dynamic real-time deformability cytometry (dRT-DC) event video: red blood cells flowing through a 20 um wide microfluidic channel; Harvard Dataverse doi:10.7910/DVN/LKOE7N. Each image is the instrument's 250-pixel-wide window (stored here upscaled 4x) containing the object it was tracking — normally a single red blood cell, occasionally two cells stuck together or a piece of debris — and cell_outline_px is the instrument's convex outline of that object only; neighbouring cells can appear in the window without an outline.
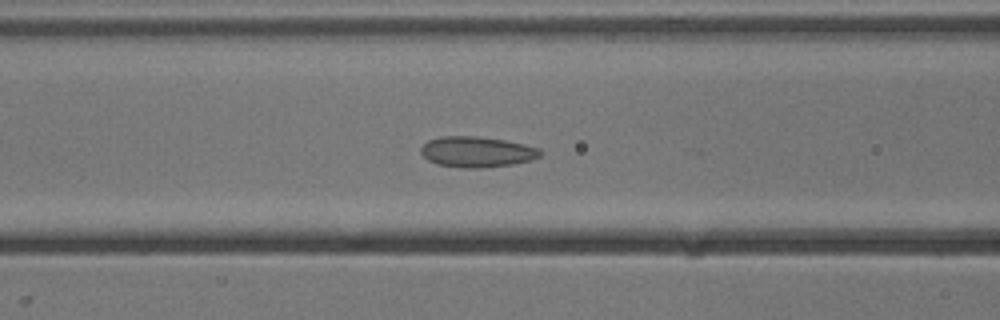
{"species": "common noctule bat (a hibernating species)", "species_latin": "Nyctalus noctula", "temperature_condition": "cold", "stored_images_in_passage": 23, "camera_frame_rate_fps": 3000, "um_per_image_px": 0.085, "animal": {"sex": "male", "body_mass_g": 13.3}, "frame": {"image": 1, "passage_image": 22, "time_ms": 7.0, "image_size_px": [1000, 320], "cell_outline_px": [[540, 156], [532, 160], [512, 164], [480, 168], [464, 168], [436, 164], [428, 160], [420, 152], [420, 148], [428, 140], [440, 136], [476, 136], [504, 140], [524, 144], [540, 148]], "centroid_in_image_um": [40.51, 12.9], "position_along_channel_um": 126.1, "area_um2": 21.33}}